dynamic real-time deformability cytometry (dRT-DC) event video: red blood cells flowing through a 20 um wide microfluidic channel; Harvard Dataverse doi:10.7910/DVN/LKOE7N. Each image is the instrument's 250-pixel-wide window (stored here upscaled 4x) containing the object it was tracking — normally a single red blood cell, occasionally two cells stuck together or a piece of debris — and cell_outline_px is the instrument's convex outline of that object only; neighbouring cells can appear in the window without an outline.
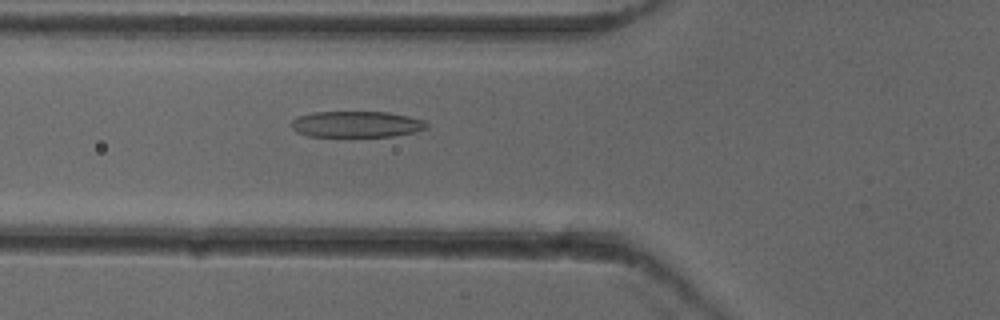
{"species": "common noctule bat (a hibernating species)", "species_latin": "Nyctalus noctula", "temperature_condition": "cold", "stored_images_in_passage": 52, "camera_frame_rate_fps": 3000, "um_per_image_px": 0.085, "animal": {"sex": "female"}, "frame": {"image": 1, "passage_image": 19, "time_ms": 6.0, "image_size_px": [1000, 320], "cell_outline_px": [[428, 128], [416, 132], [392, 136], [308, 136], [296, 132], [292, 128], [292, 120], [296, 116], [312, 112], [388, 112], [408, 116], [424, 120], [428, 124]], "centroid_in_image_um": [30.3, 10.55], "position_along_channel_um": 95.5, "area_um2": 20.69}}
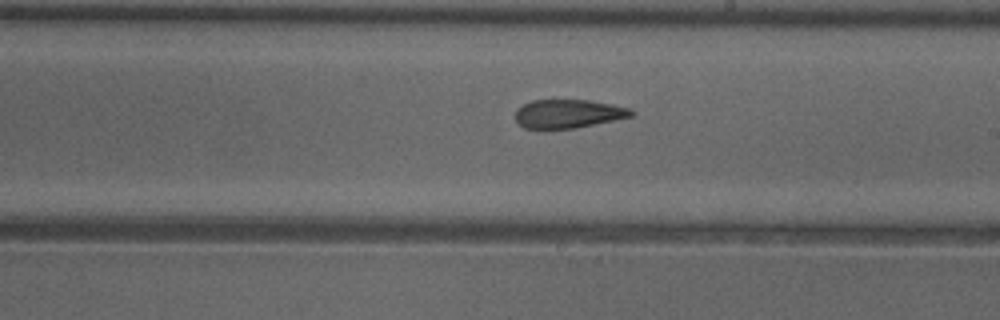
{"frame": {"image": 2, "passage_image": 30, "time_ms": 9.667, "image_size_px": [1000, 320], "cell_outline_px": [[636, 112], [632, 116], [576, 128], [524, 128], [516, 120], [516, 108], [532, 100], [588, 100], [612, 104], [632, 108]], "centroid_in_image_um": [48.33, 9.65], "position_along_channel_um": 240.7, "area_um2": 19.25}}
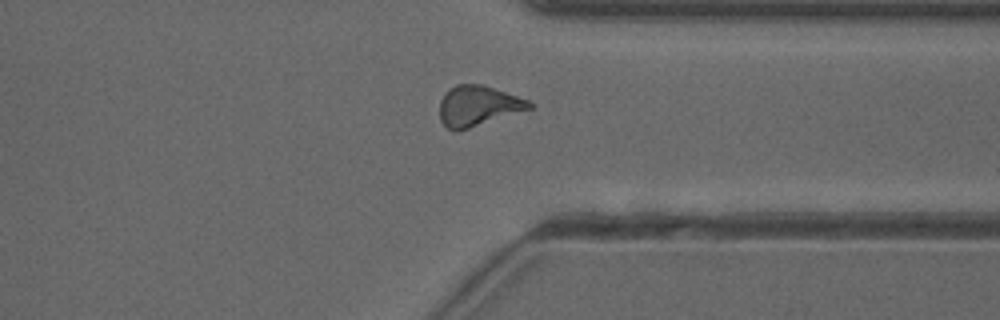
{"frame": {"image": 3, "passage_image": 40, "time_ms": 13.0, "image_size_px": [1000, 320], "cell_outline_px": [[536, 104], [532, 108], [456, 132], [448, 128], [440, 120], [440, 100], [444, 92], [448, 88], [456, 84], [484, 84], [528, 100]], "centroid_in_image_um": [40.61, 8.98], "position_along_channel_um": 370.8, "area_um2": 21.15}, "authors_computed_cell_mechanics": {"area_um2": 21.0392, "velocity_mm_per_s": 3.9384, "shape_relaxation_time_tau1_ms": 8.9017, "shape_relaxation_time_tau2_ms": 2.394, "deformation_change_tau1": 0.2213, "deformation_change_tau2": 0.1106}}